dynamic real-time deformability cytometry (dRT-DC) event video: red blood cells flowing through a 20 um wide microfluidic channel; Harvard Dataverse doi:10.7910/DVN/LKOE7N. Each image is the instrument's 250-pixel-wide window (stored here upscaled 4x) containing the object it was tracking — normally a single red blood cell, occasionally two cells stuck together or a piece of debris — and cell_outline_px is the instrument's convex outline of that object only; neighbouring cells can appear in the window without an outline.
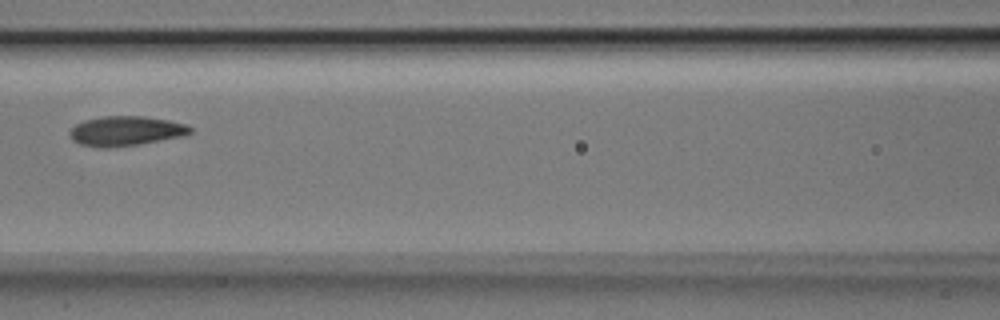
{"species": "Egyptian fruit bat (a non-hibernating species)", "species_latin": "Rousettus aegyptiacus", "temperature_condition": "room temperature", "stored_images_in_passage": 4, "camera_frame_rate_fps": 3000, "um_per_image_px": 0.085, "animal": {"sex": "male"}, "frame": {"image": 1, "passage_image": 3, "time_ms": 0.667, "image_size_px": [1000, 320], "cell_outline_px": [[192, 132], [184, 136], [140, 144], [108, 148], [96, 148], [80, 144], [72, 140], [68, 136], [68, 132], [76, 124], [84, 120], [104, 116], [144, 116], [168, 120], [188, 124], [192, 128]], "centroid_in_image_um": [10.68, 11.14], "position_along_channel_um": 155.9, "area_um2": 21.15}}
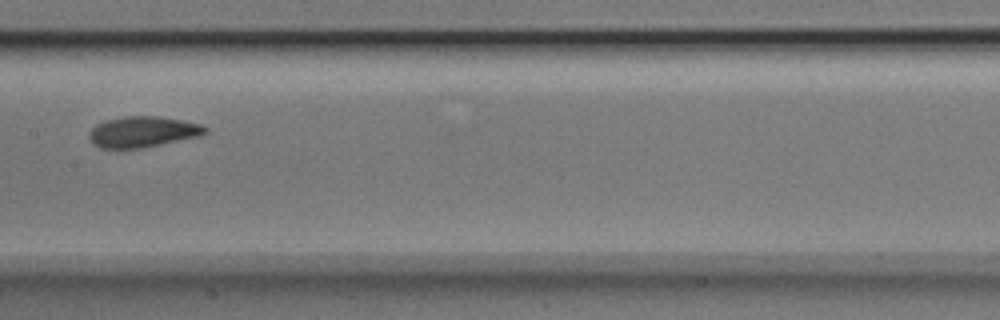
{"frame": {"image": 2, "passage_image": 4, "time_ms": 1.0, "image_size_px": [1000, 320], "cell_outline_px": [[208, 132], [200, 136], [144, 148], [100, 148], [88, 136], [92, 128], [96, 124], [104, 120], [124, 116], [156, 116], [180, 120], [200, 124], [208, 128]], "centroid_in_image_um": [12.15, 11.2], "position_along_channel_um": 195.3, "area_um2": 20.81}}